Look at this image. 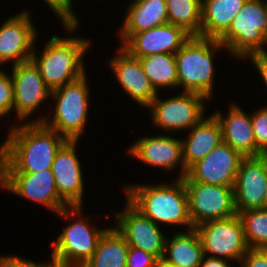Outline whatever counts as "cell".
Instances as JSON below:
<instances>
[{"instance_id": "1", "label": "cell", "mask_w": 267, "mask_h": 267, "mask_svg": "<svg viewBox=\"0 0 267 267\" xmlns=\"http://www.w3.org/2000/svg\"><path fill=\"white\" fill-rule=\"evenodd\" d=\"M0 146V173H34L52 168L67 139L43 122L13 126Z\"/></svg>"}, {"instance_id": "2", "label": "cell", "mask_w": 267, "mask_h": 267, "mask_svg": "<svg viewBox=\"0 0 267 267\" xmlns=\"http://www.w3.org/2000/svg\"><path fill=\"white\" fill-rule=\"evenodd\" d=\"M126 199L144 216L158 223L193 227L188 206V197L182 178L170 185H128L124 187ZM189 228H188V227Z\"/></svg>"}, {"instance_id": "3", "label": "cell", "mask_w": 267, "mask_h": 267, "mask_svg": "<svg viewBox=\"0 0 267 267\" xmlns=\"http://www.w3.org/2000/svg\"><path fill=\"white\" fill-rule=\"evenodd\" d=\"M90 42L85 38L52 36L44 45L40 58L33 51L31 60L39 68L47 87L53 91L83 74V59Z\"/></svg>"}, {"instance_id": "4", "label": "cell", "mask_w": 267, "mask_h": 267, "mask_svg": "<svg viewBox=\"0 0 267 267\" xmlns=\"http://www.w3.org/2000/svg\"><path fill=\"white\" fill-rule=\"evenodd\" d=\"M225 47L217 39L191 36L175 53L178 87L212 98L214 83L213 52Z\"/></svg>"}, {"instance_id": "5", "label": "cell", "mask_w": 267, "mask_h": 267, "mask_svg": "<svg viewBox=\"0 0 267 267\" xmlns=\"http://www.w3.org/2000/svg\"><path fill=\"white\" fill-rule=\"evenodd\" d=\"M219 42L237 59L267 52V0H247Z\"/></svg>"}, {"instance_id": "6", "label": "cell", "mask_w": 267, "mask_h": 267, "mask_svg": "<svg viewBox=\"0 0 267 267\" xmlns=\"http://www.w3.org/2000/svg\"><path fill=\"white\" fill-rule=\"evenodd\" d=\"M87 82L86 74H83L78 79L51 91L52 98L56 100L52 119L44 116L29 122H43L67 140H79L87 122L89 107Z\"/></svg>"}, {"instance_id": "7", "label": "cell", "mask_w": 267, "mask_h": 267, "mask_svg": "<svg viewBox=\"0 0 267 267\" xmlns=\"http://www.w3.org/2000/svg\"><path fill=\"white\" fill-rule=\"evenodd\" d=\"M78 220L66 226L52 243L53 267H81L95 253L97 244L108 228L100 229L87 224L82 218L81 206L70 207ZM80 217V218H79ZM97 228V229H96Z\"/></svg>"}, {"instance_id": "8", "label": "cell", "mask_w": 267, "mask_h": 267, "mask_svg": "<svg viewBox=\"0 0 267 267\" xmlns=\"http://www.w3.org/2000/svg\"><path fill=\"white\" fill-rule=\"evenodd\" d=\"M157 95L146 107L151 112L152 124L169 132L187 130L197 125L205 116L204 100L208 98L197 92H186L162 100Z\"/></svg>"}, {"instance_id": "9", "label": "cell", "mask_w": 267, "mask_h": 267, "mask_svg": "<svg viewBox=\"0 0 267 267\" xmlns=\"http://www.w3.org/2000/svg\"><path fill=\"white\" fill-rule=\"evenodd\" d=\"M0 185L19 197L33 200L71 220L70 207L57 192L52 169L34 173H0Z\"/></svg>"}, {"instance_id": "10", "label": "cell", "mask_w": 267, "mask_h": 267, "mask_svg": "<svg viewBox=\"0 0 267 267\" xmlns=\"http://www.w3.org/2000/svg\"><path fill=\"white\" fill-rule=\"evenodd\" d=\"M193 227L237 214L231 186L184 182Z\"/></svg>"}, {"instance_id": "11", "label": "cell", "mask_w": 267, "mask_h": 267, "mask_svg": "<svg viewBox=\"0 0 267 267\" xmlns=\"http://www.w3.org/2000/svg\"><path fill=\"white\" fill-rule=\"evenodd\" d=\"M195 229L200 236L205 256L214 254L209 257L236 260L239 263L248 250L238 214L205 222Z\"/></svg>"}, {"instance_id": "12", "label": "cell", "mask_w": 267, "mask_h": 267, "mask_svg": "<svg viewBox=\"0 0 267 267\" xmlns=\"http://www.w3.org/2000/svg\"><path fill=\"white\" fill-rule=\"evenodd\" d=\"M243 158L239 152L222 141L203 159L193 164L182 179L184 182L234 187L239 165Z\"/></svg>"}, {"instance_id": "13", "label": "cell", "mask_w": 267, "mask_h": 267, "mask_svg": "<svg viewBox=\"0 0 267 267\" xmlns=\"http://www.w3.org/2000/svg\"><path fill=\"white\" fill-rule=\"evenodd\" d=\"M116 229L129 246L139 248L162 260L166 238L159 225L144 216L128 200L124 211L115 212Z\"/></svg>"}, {"instance_id": "14", "label": "cell", "mask_w": 267, "mask_h": 267, "mask_svg": "<svg viewBox=\"0 0 267 267\" xmlns=\"http://www.w3.org/2000/svg\"><path fill=\"white\" fill-rule=\"evenodd\" d=\"M237 214L264 208L267 188V155L244 157L239 165L234 184Z\"/></svg>"}, {"instance_id": "15", "label": "cell", "mask_w": 267, "mask_h": 267, "mask_svg": "<svg viewBox=\"0 0 267 267\" xmlns=\"http://www.w3.org/2000/svg\"><path fill=\"white\" fill-rule=\"evenodd\" d=\"M14 84L13 111L21 120H27L36 108L51 97V90L45 84L39 68L32 60L12 66Z\"/></svg>"}, {"instance_id": "16", "label": "cell", "mask_w": 267, "mask_h": 267, "mask_svg": "<svg viewBox=\"0 0 267 267\" xmlns=\"http://www.w3.org/2000/svg\"><path fill=\"white\" fill-rule=\"evenodd\" d=\"M35 29L26 11L2 23L0 27L1 65L12 61L13 65H18L31 60L37 35Z\"/></svg>"}, {"instance_id": "17", "label": "cell", "mask_w": 267, "mask_h": 267, "mask_svg": "<svg viewBox=\"0 0 267 267\" xmlns=\"http://www.w3.org/2000/svg\"><path fill=\"white\" fill-rule=\"evenodd\" d=\"M79 140H67L57 151L52 163L57 192L69 207L82 206L84 182L80 161L76 154Z\"/></svg>"}, {"instance_id": "18", "label": "cell", "mask_w": 267, "mask_h": 267, "mask_svg": "<svg viewBox=\"0 0 267 267\" xmlns=\"http://www.w3.org/2000/svg\"><path fill=\"white\" fill-rule=\"evenodd\" d=\"M190 38L183 28L167 23L133 34L121 47L140 59L157 53L175 54Z\"/></svg>"}, {"instance_id": "19", "label": "cell", "mask_w": 267, "mask_h": 267, "mask_svg": "<svg viewBox=\"0 0 267 267\" xmlns=\"http://www.w3.org/2000/svg\"><path fill=\"white\" fill-rule=\"evenodd\" d=\"M128 153L151 167H160L166 171L173 170L179 164L180 178L185 176L182 139L165 135L142 137L130 146Z\"/></svg>"}, {"instance_id": "20", "label": "cell", "mask_w": 267, "mask_h": 267, "mask_svg": "<svg viewBox=\"0 0 267 267\" xmlns=\"http://www.w3.org/2000/svg\"><path fill=\"white\" fill-rule=\"evenodd\" d=\"M115 56L109 60L110 68L120 85L138 105L147 107L159 92L154 89L149 78L143 72L140 59L131 56L122 47Z\"/></svg>"}, {"instance_id": "21", "label": "cell", "mask_w": 267, "mask_h": 267, "mask_svg": "<svg viewBox=\"0 0 267 267\" xmlns=\"http://www.w3.org/2000/svg\"><path fill=\"white\" fill-rule=\"evenodd\" d=\"M228 116L222 115L220 111L213 114L222 128L223 142L229 144L243 157H258L264 155L255 142L252 129L251 115H247L240 106H230Z\"/></svg>"}, {"instance_id": "22", "label": "cell", "mask_w": 267, "mask_h": 267, "mask_svg": "<svg viewBox=\"0 0 267 267\" xmlns=\"http://www.w3.org/2000/svg\"><path fill=\"white\" fill-rule=\"evenodd\" d=\"M120 28L122 45L135 33L168 23L166 0H134Z\"/></svg>"}, {"instance_id": "23", "label": "cell", "mask_w": 267, "mask_h": 267, "mask_svg": "<svg viewBox=\"0 0 267 267\" xmlns=\"http://www.w3.org/2000/svg\"><path fill=\"white\" fill-rule=\"evenodd\" d=\"M190 130L188 138L182 140L185 175L193 164L203 159L223 141L221 125L213 114L208 118L204 117Z\"/></svg>"}, {"instance_id": "24", "label": "cell", "mask_w": 267, "mask_h": 267, "mask_svg": "<svg viewBox=\"0 0 267 267\" xmlns=\"http://www.w3.org/2000/svg\"><path fill=\"white\" fill-rule=\"evenodd\" d=\"M247 0H202L199 37L219 40Z\"/></svg>"}, {"instance_id": "25", "label": "cell", "mask_w": 267, "mask_h": 267, "mask_svg": "<svg viewBox=\"0 0 267 267\" xmlns=\"http://www.w3.org/2000/svg\"><path fill=\"white\" fill-rule=\"evenodd\" d=\"M168 254V255H167ZM204 257L203 245L195 228L166 238L162 261L172 267H198Z\"/></svg>"}, {"instance_id": "26", "label": "cell", "mask_w": 267, "mask_h": 267, "mask_svg": "<svg viewBox=\"0 0 267 267\" xmlns=\"http://www.w3.org/2000/svg\"><path fill=\"white\" fill-rule=\"evenodd\" d=\"M129 245L116 228H108L95 253L81 267H126Z\"/></svg>"}, {"instance_id": "27", "label": "cell", "mask_w": 267, "mask_h": 267, "mask_svg": "<svg viewBox=\"0 0 267 267\" xmlns=\"http://www.w3.org/2000/svg\"><path fill=\"white\" fill-rule=\"evenodd\" d=\"M143 72L154 89L178 88V71L175 54L157 53L140 58ZM161 87V88H160Z\"/></svg>"}, {"instance_id": "28", "label": "cell", "mask_w": 267, "mask_h": 267, "mask_svg": "<svg viewBox=\"0 0 267 267\" xmlns=\"http://www.w3.org/2000/svg\"><path fill=\"white\" fill-rule=\"evenodd\" d=\"M168 23L179 26L191 36L201 33L202 0H166Z\"/></svg>"}, {"instance_id": "29", "label": "cell", "mask_w": 267, "mask_h": 267, "mask_svg": "<svg viewBox=\"0 0 267 267\" xmlns=\"http://www.w3.org/2000/svg\"><path fill=\"white\" fill-rule=\"evenodd\" d=\"M238 216L248 248L267 249V208L242 211Z\"/></svg>"}, {"instance_id": "30", "label": "cell", "mask_w": 267, "mask_h": 267, "mask_svg": "<svg viewBox=\"0 0 267 267\" xmlns=\"http://www.w3.org/2000/svg\"><path fill=\"white\" fill-rule=\"evenodd\" d=\"M46 4L54 11V14L60 18L65 31L74 33L78 29L79 18L72 11V0H44Z\"/></svg>"}, {"instance_id": "31", "label": "cell", "mask_w": 267, "mask_h": 267, "mask_svg": "<svg viewBox=\"0 0 267 267\" xmlns=\"http://www.w3.org/2000/svg\"><path fill=\"white\" fill-rule=\"evenodd\" d=\"M251 121L257 148L267 155V106L254 111Z\"/></svg>"}, {"instance_id": "32", "label": "cell", "mask_w": 267, "mask_h": 267, "mask_svg": "<svg viewBox=\"0 0 267 267\" xmlns=\"http://www.w3.org/2000/svg\"><path fill=\"white\" fill-rule=\"evenodd\" d=\"M14 84L12 76L0 69V117L13 111Z\"/></svg>"}, {"instance_id": "33", "label": "cell", "mask_w": 267, "mask_h": 267, "mask_svg": "<svg viewBox=\"0 0 267 267\" xmlns=\"http://www.w3.org/2000/svg\"><path fill=\"white\" fill-rule=\"evenodd\" d=\"M158 261L153 254L129 246L126 267H155Z\"/></svg>"}, {"instance_id": "34", "label": "cell", "mask_w": 267, "mask_h": 267, "mask_svg": "<svg viewBox=\"0 0 267 267\" xmlns=\"http://www.w3.org/2000/svg\"><path fill=\"white\" fill-rule=\"evenodd\" d=\"M239 264L240 267H267V249L248 248Z\"/></svg>"}, {"instance_id": "35", "label": "cell", "mask_w": 267, "mask_h": 267, "mask_svg": "<svg viewBox=\"0 0 267 267\" xmlns=\"http://www.w3.org/2000/svg\"><path fill=\"white\" fill-rule=\"evenodd\" d=\"M0 267H53L52 263H35L31 260L20 259L18 256H0Z\"/></svg>"}, {"instance_id": "36", "label": "cell", "mask_w": 267, "mask_h": 267, "mask_svg": "<svg viewBox=\"0 0 267 267\" xmlns=\"http://www.w3.org/2000/svg\"><path fill=\"white\" fill-rule=\"evenodd\" d=\"M247 58H250L251 61H253V64L256 66L259 74L265 82V86L267 87V52L253 53Z\"/></svg>"}, {"instance_id": "37", "label": "cell", "mask_w": 267, "mask_h": 267, "mask_svg": "<svg viewBox=\"0 0 267 267\" xmlns=\"http://www.w3.org/2000/svg\"><path fill=\"white\" fill-rule=\"evenodd\" d=\"M228 260L222 258H212L204 255L201 264L198 267H232Z\"/></svg>"}, {"instance_id": "38", "label": "cell", "mask_w": 267, "mask_h": 267, "mask_svg": "<svg viewBox=\"0 0 267 267\" xmlns=\"http://www.w3.org/2000/svg\"><path fill=\"white\" fill-rule=\"evenodd\" d=\"M155 267H172L171 265L166 264L164 261L159 260Z\"/></svg>"}, {"instance_id": "39", "label": "cell", "mask_w": 267, "mask_h": 267, "mask_svg": "<svg viewBox=\"0 0 267 267\" xmlns=\"http://www.w3.org/2000/svg\"><path fill=\"white\" fill-rule=\"evenodd\" d=\"M264 208H267V188H266V196H265Z\"/></svg>"}]
</instances>
